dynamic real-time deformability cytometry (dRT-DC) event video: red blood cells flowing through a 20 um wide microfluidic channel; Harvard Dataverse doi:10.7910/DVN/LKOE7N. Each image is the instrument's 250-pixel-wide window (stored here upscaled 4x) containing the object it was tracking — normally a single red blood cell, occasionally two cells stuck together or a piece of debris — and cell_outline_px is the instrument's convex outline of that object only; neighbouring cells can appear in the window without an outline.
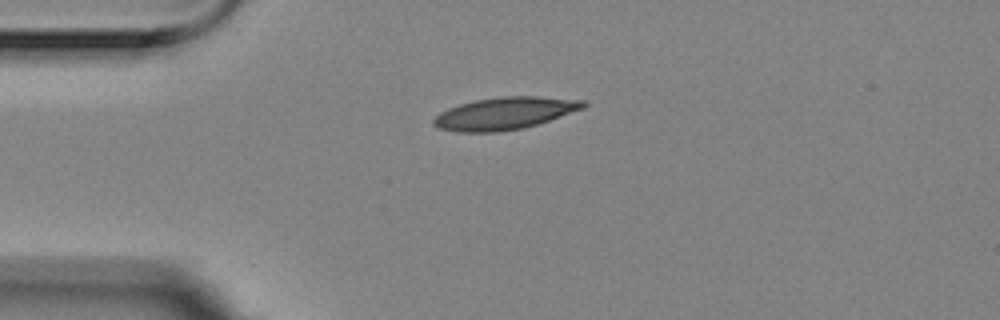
{"species": "Egyptian fruit bat (a non-hibernating species)", "species_latin": "Rousettus aegyptiacus", "temperature_condition": "room temperature", "stored_images_in_passage": 3, "segment_of_instrument_passage": [1, 2], "camera_frame_rate_fps": 3000, "um_per_image_px": 0.085, "animal": {"sex": "female"}, "frame": {"image": 1, "passage_image": 1, "time_ms": 0.0, "image_size_px": [1000, 320], "cell_outline_px": [[588, 104], [584, 108], [524, 128], [496, 132], [456, 132], [440, 128], [432, 124], [432, 120], [440, 112], [448, 108], [460, 104], [476, 100], [500, 96], [536, 96], [584, 100]], "centroid_in_image_um": [42.88, 9.63], "position_along_channel_um": 42.1, "area_um2": 28.03}}